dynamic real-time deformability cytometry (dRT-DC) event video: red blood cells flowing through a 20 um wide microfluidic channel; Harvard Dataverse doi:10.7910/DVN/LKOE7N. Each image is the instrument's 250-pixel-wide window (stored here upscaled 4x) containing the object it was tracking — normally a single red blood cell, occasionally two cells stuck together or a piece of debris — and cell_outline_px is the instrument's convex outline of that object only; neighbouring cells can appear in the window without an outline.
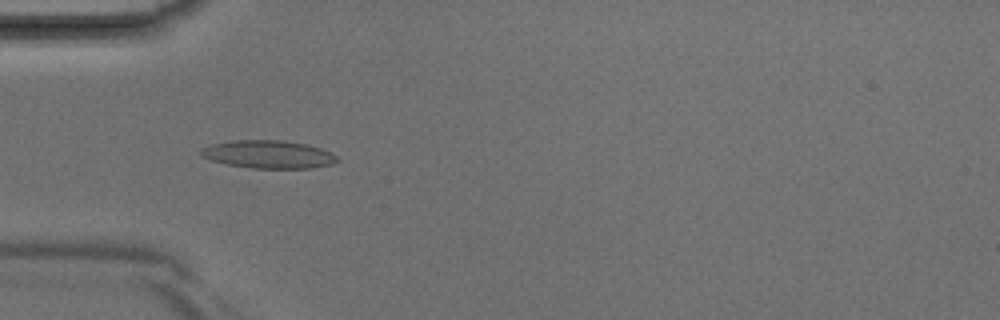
{"species": "Egyptian fruit bat (a non-hibernating species)", "species_latin": "Rousettus aegyptiacus", "temperature_condition": "room temperature", "stored_images_in_passage": 41, "camera_frame_rate_fps": 3000, "um_per_image_px": 0.085, "animal": {"sex": "male"}, "frame": {"image": 1, "passage_image": 12, "time_ms": 3.667, "image_size_px": [1000, 320], "cell_outline_px": [[340, 160], [332, 164], [312, 168], [252, 168], [228, 164], [212, 160], [200, 156], [200, 148], [212, 144], [236, 140], [284, 140], [308, 144], [320, 148], [336, 156]], "centroid_in_image_um": [22.81, 13.11], "position_along_channel_um": 62.2, "area_um2": 22.14}}
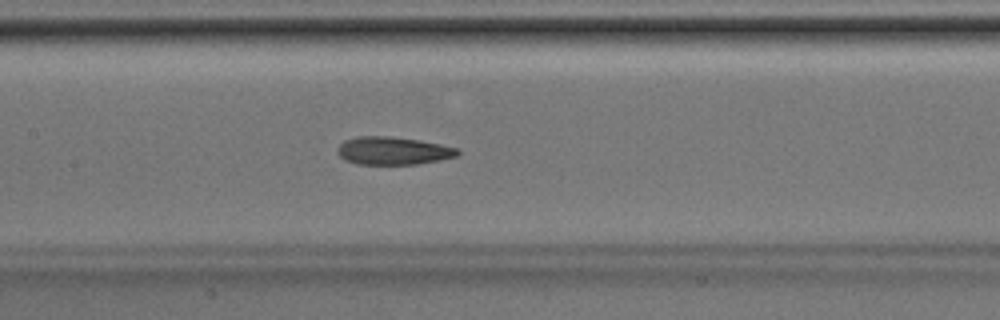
{"frame": {"image": 2, "passage_image": 19, "time_ms": 6.0, "image_size_px": [1000, 320], "cell_outline_px": [[460, 152], [456, 156], [440, 160], [416, 164], [356, 164], [344, 160], [336, 152], [336, 148], [344, 140], [356, 136], [388, 136], [420, 140], [460, 148]], "centroid_in_image_um": [33.39, 12.81], "position_along_channel_um": 174.0, "area_um2": 19.71}}
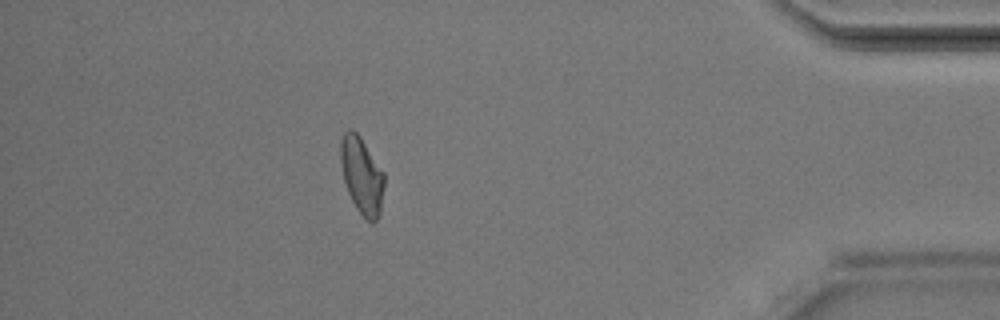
{"frame": {"image": 3, "passage_image": 36, "time_ms": 11.667, "image_size_px": [1000, 320], "cell_outline_px": [[384, 184], [380, 212], [376, 220], [372, 224], [356, 208], [348, 192], [344, 180], [340, 160], [340, 140], [344, 132], [348, 128], [352, 128], [360, 136], [384, 172]], "centroid_in_image_um": [30.74, 14.88], "position_along_channel_um": 404.5, "area_um2": 19.48}}